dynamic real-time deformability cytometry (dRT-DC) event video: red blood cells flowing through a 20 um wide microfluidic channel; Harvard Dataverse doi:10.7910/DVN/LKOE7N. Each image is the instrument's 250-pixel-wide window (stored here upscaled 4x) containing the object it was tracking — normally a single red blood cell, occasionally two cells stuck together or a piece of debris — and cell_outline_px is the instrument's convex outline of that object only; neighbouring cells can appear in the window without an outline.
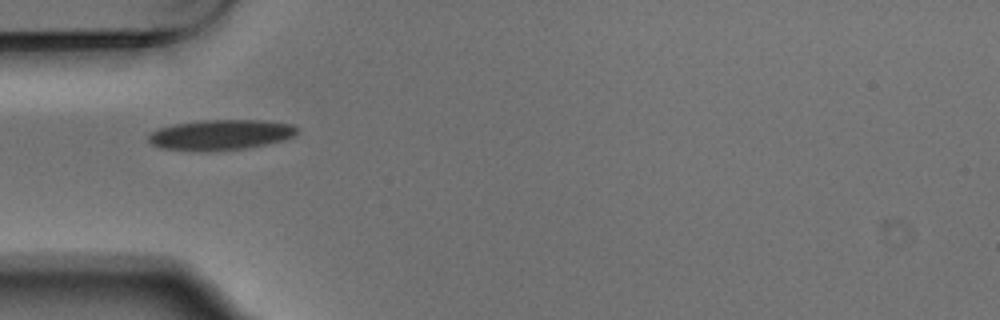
{"species": "Egyptian fruit bat (a non-hibernating species)", "species_latin": "Rousettus aegyptiacus", "temperature_condition": "warm", "stored_images_in_passage": 2, "camera_frame_rate_fps": 3000, "um_per_image_px": 0.085, "animal": {"sex": "male"}, "frame": {"image": 1, "passage_image": 1, "time_ms": 0.0, "image_size_px": [1000, 320], "cell_outline_px": [[296, 132], [292, 136], [284, 140], [268, 144], [248, 148], [204, 152], [200, 152], [160, 148], [152, 144], [148, 140], [148, 136], [156, 128], [176, 124], [200, 120], [264, 120], [292, 124], [296, 128]], "centroid_in_image_um": [18.72, 11.47], "position_along_channel_um": 66.3, "area_um2": 26.53}}
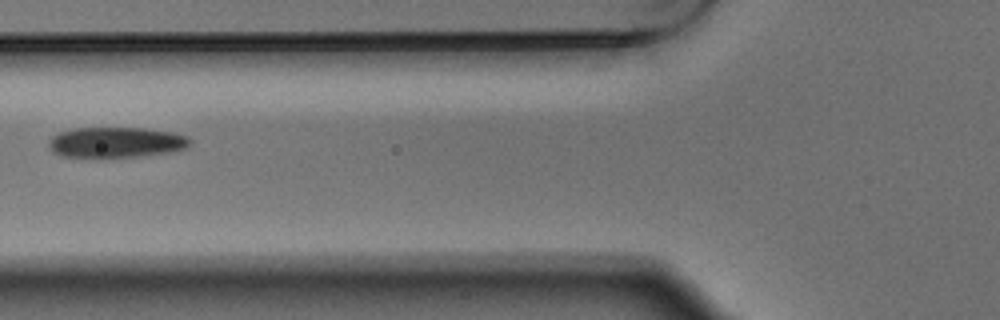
{"frame": {"image": 2, "passage_image": 2, "time_ms": 0.333, "image_size_px": [1000, 320], "cell_outline_px": [[192, 140], [188, 148], [168, 152], [136, 156], [96, 160], [60, 156], [52, 152], [48, 144], [48, 140], [52, 136], [60, 132], [72, 128], [144, 128], [172, 132], [188, 136]], "centroid_in_image_um": [9.8, 12.13], "position_along_channel_um": 116.0, "area_um2": 26.01}}